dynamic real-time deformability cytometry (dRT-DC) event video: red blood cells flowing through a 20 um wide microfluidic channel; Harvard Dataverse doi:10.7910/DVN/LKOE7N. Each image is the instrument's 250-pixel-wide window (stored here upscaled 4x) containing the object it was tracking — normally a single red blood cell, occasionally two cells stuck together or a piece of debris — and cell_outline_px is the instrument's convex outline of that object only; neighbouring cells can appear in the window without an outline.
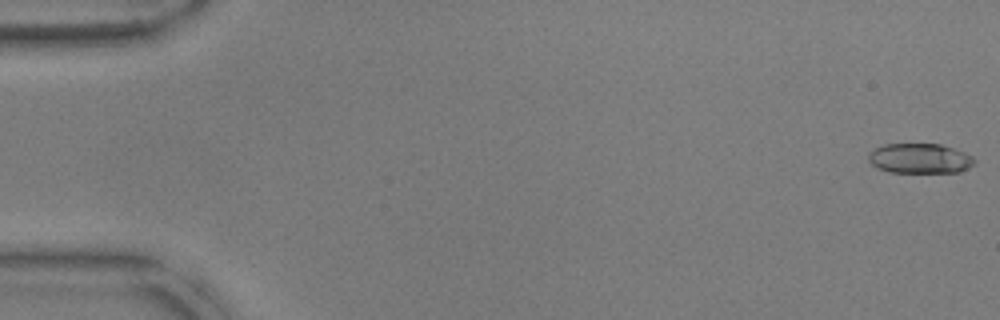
{"species": "common noctule bat (a hibernating species)", "species_latin": "Nyctalus noctula", "temperature_condition": "warm", "stored_images_in_passage": 53, "camera_frame_rate_fps": 3000, "um_per_image_px": 0.085, "animal": {"sex": "male", "body_mass_g": 17.9, "forearm_length_mm": 54.2}, "frame": {"image": 1, "passage_image": 1, "time_ms": 0.0, "image_size_px": [1000, 320], "cell_outline_px": [[976, 160], [968, 168], [960, 172], [888, 172], [876, 168], [868, 160], [868, 152], [884, 144], [940, 144], [964, 152], [972, 156]], "centroid_in_image_um": [78.16, 13.47], "position_along_channel_um": 6.8, "area_um2": 18.5}}
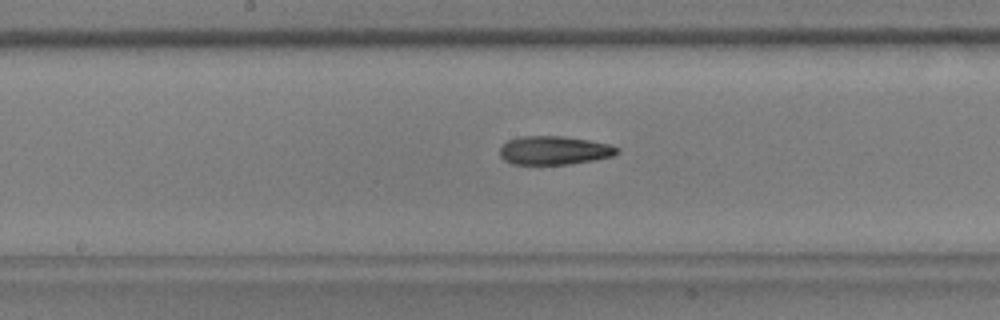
{"frame": {"image": 2, "passage_image": 28, "time_ms": 9.0, "image_size_px": [1000, 320], "cell_outline_px": [[620, 152], [612, 156], [592, 160], [568, 164], [512, 164], [504, 160], [500, 156], [500, 148], [508, 140], [520, 136], [564, 136], [588, 140], [608, 144], [620, 148]], "centroid_in_image_um": [47.1, 12.78], "position_along_channel_um": 201.1, "area_um2": 19.48}}
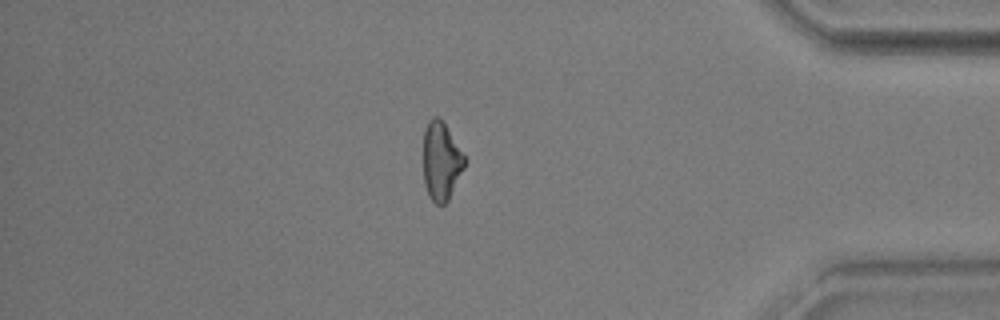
{"frame": {"image": 3, "passage_image": 46, "time_ms": 15.0, "image_size_px": [1000, 320], "cell_outline_px": [[468, 160], [448, 200], [444, 204], [436, 204], [432, 200], [424, 184], [424, 128], [428, 120], [432, 116], [436, 116], [444, 124]], "centroid_in_image_um": [37.51, 13.69], "position_along_channel_um": 397.7, "area_um2": 18.67}, "authors_computed_cell_mechanics": {"area_um2": 19.8254, "velocity_mm_per_s": 3.8023, "shape_relaxation_time_tau1_ms": 3.5693, "shape_relaxation_time_tau2_ms": 4.3709, "deformation_change_tau1": 0.1448, "deformation_change_tau2": 0.1391}}